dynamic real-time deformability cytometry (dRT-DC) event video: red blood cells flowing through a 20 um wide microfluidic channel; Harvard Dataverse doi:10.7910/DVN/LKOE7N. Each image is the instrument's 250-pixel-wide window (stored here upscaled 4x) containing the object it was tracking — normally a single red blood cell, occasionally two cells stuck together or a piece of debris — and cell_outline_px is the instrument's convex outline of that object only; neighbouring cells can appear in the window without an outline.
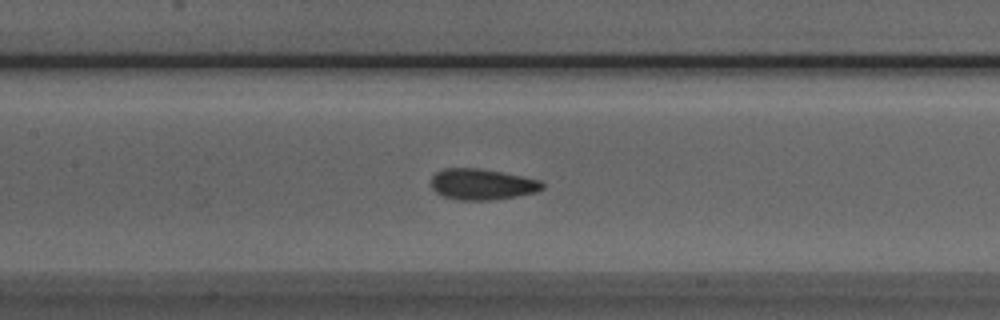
{"species": "Egyptian fruit bat (a non-hibernating species)", "species_latin": "Rousettus aegyptiacus", "temperature_condition": "room temperature", "stored_images_in_passage": 44, "camera_frame_rate_fps": 3000, "um_per_image_px": 0.085, "animal": {"sex": "male"}, "frame": {"image": 1, "passage_image": 15, "time_ms": 4.667, "image_size_px": [1000, 320], "cell_outline_px": [[544, 188], [536, 192], [516, 196], [488, 200], [460, 200], [444, 196], [436, 192], [432, 188], [432, 176], [440, 168], [480, 168], [540, 180], [544, 184]], "centroid_in_image_um": [40.96, 15.65], "position_along_channel_um": 166.4, "area_um2": 19.94}}
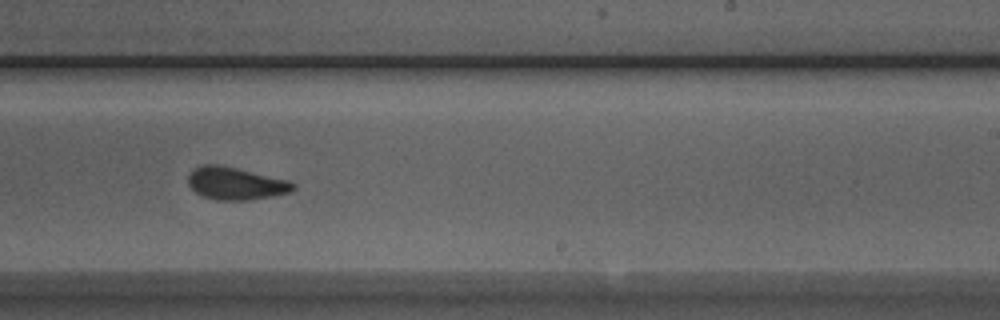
{"frame": {"image": 2, "passage_image": 23, "time_ms": 7.333, "image_size_px": [1000, 320], "cell_outline_px": [[296, 188], [292, 192], [272, 196], [248, 200], [216, 200], [204, 196], [196, 192], [188, 184], [188, 176], [192, 168], [200, 164], [216, 164], [236, 168], [288, 180], [296, 184]], "centroid_in_image_um": [20.02, 15.59], "position_along_channel_um": 269.0, "area_um2": 19.94}}
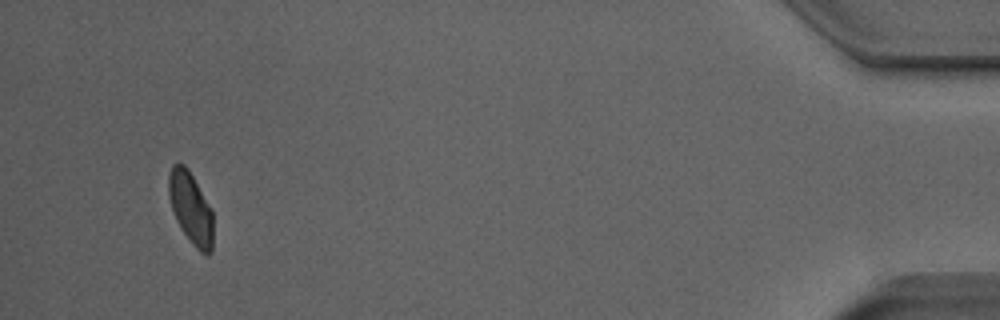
{"frame": {"image": 3, "passage_image": 41, "time_ms": 13.333, "image_size_px": [1000, 320], "cell_outline_px": [[212, 252], [208, 256], [200, 252], [192, 244], [180, 228], [176, 220], [168, 196], [168, 176], [172, 164], [180, 160], [188, 168], [212, 208]], "centroid_in_image_um": [16.2, 17.65], "position_along_channel_um": 419.0, "area_um2": 18.96}, "authors_computed_cell_mechanics": {"area_um2": 19.941, "velocity_mm_per_s": 3.8597, "shape_relaxation_time_tau1_ms": 4.4249, "shape_relaxation_time_tau2_ms": 1.5037, "deformation_change_tau1": 0.1006, "deformation_change_tau2": 0.0614}}